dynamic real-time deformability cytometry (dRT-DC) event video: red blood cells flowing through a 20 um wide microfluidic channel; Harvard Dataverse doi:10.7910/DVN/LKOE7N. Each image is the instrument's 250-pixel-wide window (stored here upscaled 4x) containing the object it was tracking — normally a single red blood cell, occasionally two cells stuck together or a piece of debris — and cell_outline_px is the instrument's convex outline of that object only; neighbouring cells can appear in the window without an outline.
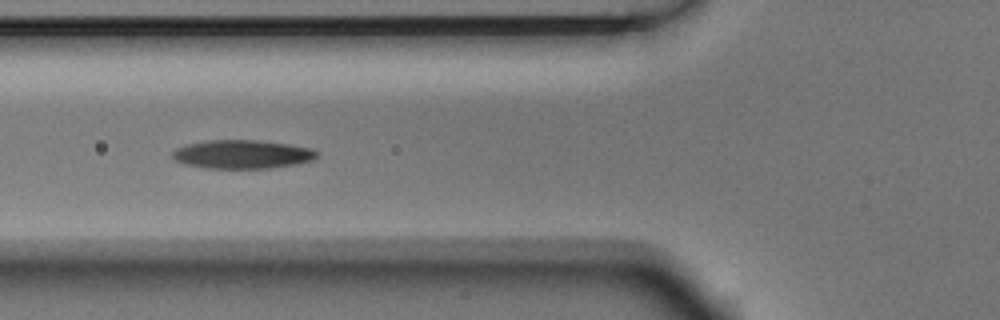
{"species": "Egyptian fruit bat (a non-hibernating species)", "species_latin": "Rousettus aegyptiacus", "temperature_condition": "room temperature", "stored_images_in_passage": 8, "camera_frame_rate_fps": 3000, "um_per_image_px": 0.085, "animal": {"sex": "male"}, "frame": {"image": 1, "passage_image": 4, "time_ms": 1.0, "image_size_px": [1000, 320], "cell_outline_px": [[320, 152], [312, 160], [272, 168], [204, 168], [184, 164], [176, 160], [172, 156], [172, 152], [176, 148], [188, 144], [204, 140], [260, 140], [288, 144], [312, 148]], "centroid_in_image_um": [20.58, 13.11], "position_along_channel_um": 105.2, "area_um2": 24.1}}
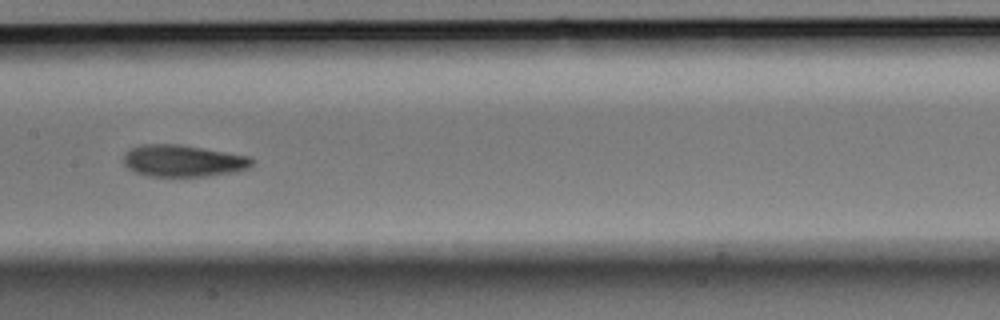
{"frame": {"image": 2, "passage_image": 6, "time_ms": 1.667, "image_size_px": [1000, 320], "cell_outline_px": [[256, 160], [248, 168], [236, 172], [208, 176], [148, 176], [136, 172], [128, 168], [124, 164], [124, 152], [140, 144], [180, 144], [252, 156]], "centroid_in_image_um": [15.6, 13.66], "position_along_channel_um": 191.8, "area_um2": 24.1}}
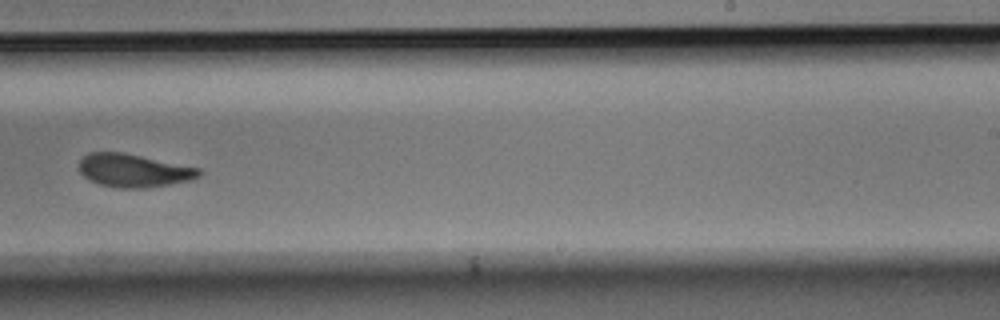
{"frame": {"image": 3, "passage_image": 8, "time_ms": 2.333, "image_size_px": [1000, 320], "cell_outline_px": [[204, 172], [200, 176], [192, 180], [144, 188], [120, 188], [100, 184], [88, 180], [80, 172], [80, 160], [88, 152], [124, 152], [200, 168]], "centroid_in_image_um": [11.38, 14.49], "position_along_channel_um": 277.6, "area_um2": 23.24}}